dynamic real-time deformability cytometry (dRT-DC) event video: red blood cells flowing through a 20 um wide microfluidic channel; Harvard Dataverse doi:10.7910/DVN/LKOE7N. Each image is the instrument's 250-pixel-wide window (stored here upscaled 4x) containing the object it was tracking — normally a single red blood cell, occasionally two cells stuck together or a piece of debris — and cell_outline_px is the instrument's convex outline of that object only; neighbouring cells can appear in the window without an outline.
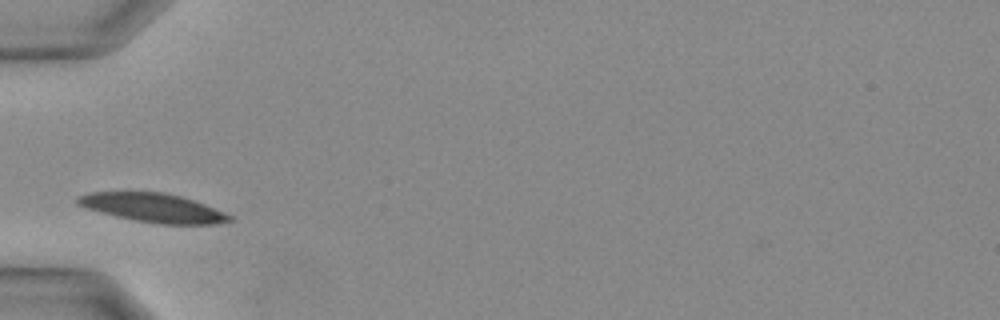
{"species": "Egyptian fruit bat (a non-hibernating species)", "species_latin": "Rousettus aegyptiacus", "temperature_condition": "warm", "stored_images_in_passage": 21, "camera_frame_rate_fps": 3000, "um_per_image_px": 0.085, "animal": {"sex": "female"}, "frame": {"image": 1, "passage_image": 2, "time_ms": 0.333, "image_size_px": [1000, 320], "cell_outline_px": [[232, 220], [212, 224], [160, 224], [136, 220], [116, 216], [84, 208], [76, 204], [76, 196], [88, 192], [164, 192], [180, 196], [204, 204], [224, 212], [232, 216]], "centroid_in_image_um": [12.95, 17.65], "position_along_channel_um": 72.1, "area_um2": 25.37}}